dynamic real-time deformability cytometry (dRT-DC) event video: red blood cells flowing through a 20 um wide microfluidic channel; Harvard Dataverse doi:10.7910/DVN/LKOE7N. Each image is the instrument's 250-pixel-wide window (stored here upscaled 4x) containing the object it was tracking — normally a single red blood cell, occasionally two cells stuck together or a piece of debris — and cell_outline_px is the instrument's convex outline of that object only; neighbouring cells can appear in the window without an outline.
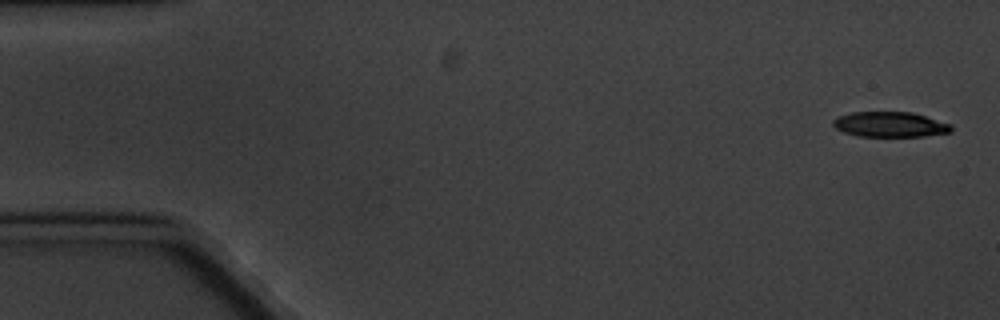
{"species": "common noctule bat (a hibernating species)", "species_latin": "Nyctalus noctula", "temperature_condition": "cold", "stored_images_in_passage": 8, "camera_frame_rate_fps": 3000, "um_per_image_px": 0.085, "animal": {"sex": "male", "body_mass_g": 20.1, "forearm_length_mm": 53.5}, "frame": {"image": 1, "passage_image": 1, "time_ms": 0.0, "image_size_px": [1000, 320], "cell_outline_px": [[952, 132], [924, 136], [856, 136], [844, 132], [836, 128], [832, 124], [832, 120], [840, 116], [852, 112], [912, 112], [952, 124]], "centroid_in_image_um": [75.67, 10.58], "position_along_channel_um": 9.3, "area_um2": 17.34}}